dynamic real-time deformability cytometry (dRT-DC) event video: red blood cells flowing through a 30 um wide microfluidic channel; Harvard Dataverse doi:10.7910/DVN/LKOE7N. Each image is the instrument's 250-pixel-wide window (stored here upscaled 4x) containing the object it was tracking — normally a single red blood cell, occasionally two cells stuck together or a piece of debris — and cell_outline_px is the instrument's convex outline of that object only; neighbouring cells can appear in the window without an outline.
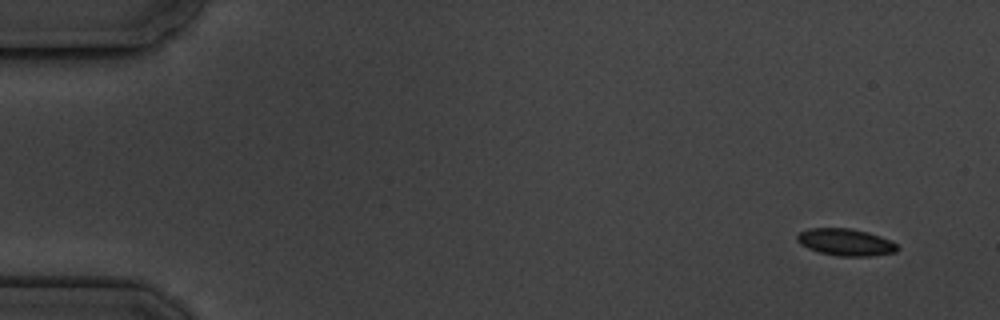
{"species": "common noctule bat (a hibernating species)", "species_latin": "Nyctalus noctula", "temperature_condition": "cold", "stored_images_in_passage": 5, "segment_of_instrument_passage": [1, 2], "camera_frame_rate_fps": 3000, "um_per_image_px": 0.085, "animal": {"sex": "male", "body_mass_g": 19.5, "forearm_length_mm": 54.6}, "frame": {"image": 1, "passage_image": 1, "time_ms": 0.0, "image_size_px": [1000, 320], "cell_outline_px": [[900, 248], [896, 252], [868, 256], [840, 256], [820, 252], [808, 248], [800, 244], [796, 240], [796, 236], [800, 232], [808, 228], [848, 228], [868, 232], [892, 240]], "centroid_in_image_um": [71.89, 20.58], "position_along_channel_um": 13.1, "area_um2": 15.78}}